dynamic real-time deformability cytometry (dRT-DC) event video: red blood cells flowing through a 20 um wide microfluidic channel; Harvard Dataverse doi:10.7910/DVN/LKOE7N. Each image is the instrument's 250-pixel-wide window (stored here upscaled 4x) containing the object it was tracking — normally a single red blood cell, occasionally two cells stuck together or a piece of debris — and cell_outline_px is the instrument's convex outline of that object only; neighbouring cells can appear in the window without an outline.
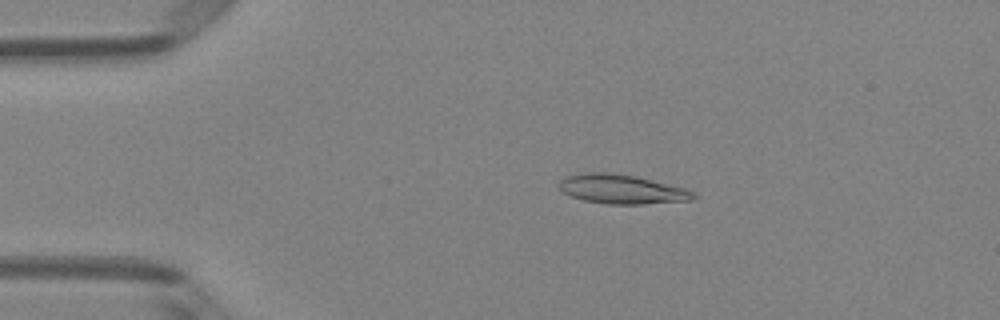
{"species": "Egyptian fruit bat (a non-hibernating species)", "species_latin": "Rousettus aegyptiacus", "temperature_condition": "room temperature", "stored_images_in_passage": 50, "camera_frame_rate_fps": 3000, "um_per_image_px": 0.085, "animal": {"sex": "female"}, "frame": {"image": 1, "passage_image": 10, "time_ms": 3.0, "image_size_px": [1000, 320], "cell_outline_px": [[696, 196], [692, 200], [644, 204], [608, 204], [584, 200], [572, 196], [564, 192], [556, 184], [564, 176], [584, 172], [608, 172], [632, 176], [684, 188], [696, 192]], "centroid_in_image_um": [52.81, 16.08], "position_along_channel_um": 32.2, "area_um2": 22.72}}
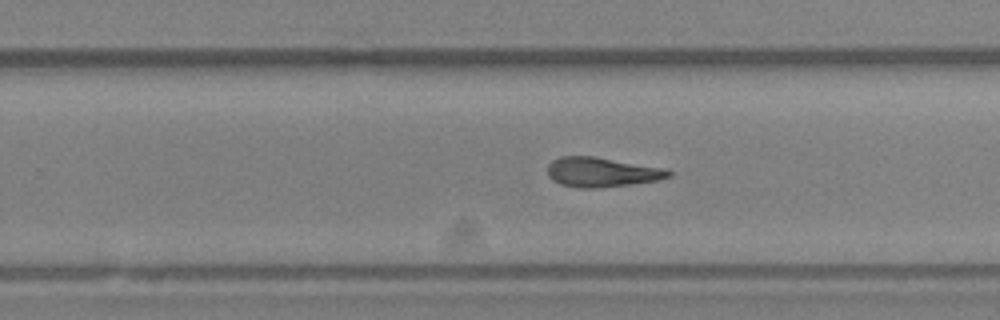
{"frame": {"image": 2, "passage_image": 32, "time_ms": 10.333, "image_size_px": [1000, 320], "cell_outline_px": [[672, 176], [656, 180], [632, 184], [596, 188], [580, 188], [560, 184], [552, 180], [548, 176], [548, 164], [552, 160], [560, 156], [592, 156], [668, 168], [672, 172]], "centroid_in_image_um": [51.16, 14.63], "position_along_channel_um": 278.6, "area_um2": 21.04}}
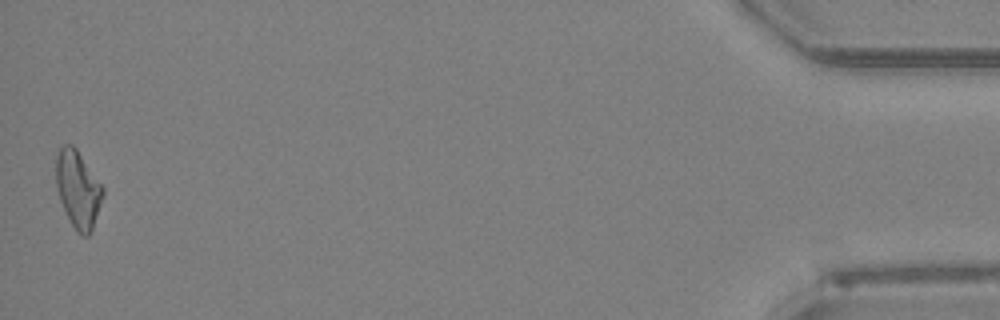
{"frame": {"image": 3, "passage_image": 50, "time_ms": 16.333, "image_size_px": [1000, 320], "cell_outline_px": [[104, 196], [92, 228], [88, 236], [80, 236], [76, 232], [60, 200], [56, 188], [56, 156], [60, 148], [64, 144], [72, 144], [76, 148], [104, 188]], "centroid_in_image_um": [6.63, 16.08], "position_along_channel_um": 428.6, "area_um2": 20.92}, "authors_computed_cell_mechanics": {"area_um2": 20.8947, "velocity_mm_per_s": 4.0296, "shape_relaxation_time_tau1_ms": null, "shape_relaxation_time_tau2_ms": 3.9201, "deformation_change_tau1": null, "deformation_change_tau2": 0.1461}}